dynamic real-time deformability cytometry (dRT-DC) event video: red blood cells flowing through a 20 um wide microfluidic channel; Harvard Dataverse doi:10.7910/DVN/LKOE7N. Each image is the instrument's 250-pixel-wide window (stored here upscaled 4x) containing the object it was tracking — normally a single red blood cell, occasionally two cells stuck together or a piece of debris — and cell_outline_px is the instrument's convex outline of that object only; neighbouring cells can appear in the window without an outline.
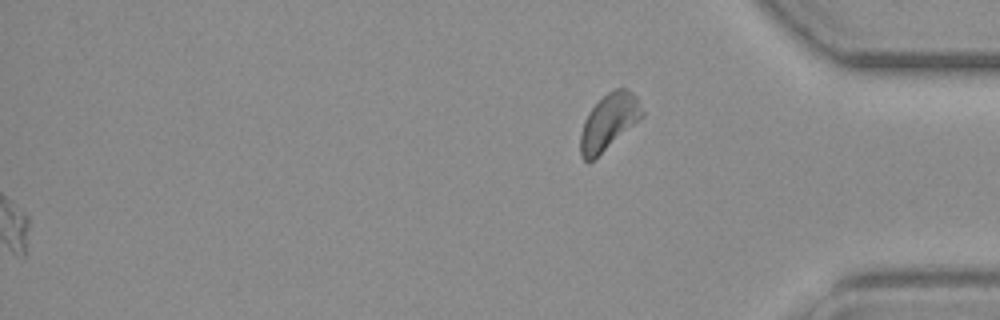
{"species": "common noctule bat (a hibernating species)", "species_latin": "Nyctalus noctula", "temperature_condition": "warm", "stored_images_in_passage": 54, "segment_of_instrument_passage": [2, 2], "camera_frame_rate_fps": 3000, "um_per_image_px": 0.085, "animal": {"sex": "female", "body_mass_g": 19.3, "forearm_length_mm": 54.1}, "frame": {"image": 1, "passage_image": 54, "time_ms": 17.667, "image_size_px": [1000, 320], "cell_outline_px": [[644, 116], [588, 164], [580, 156], [580, 132], [584, 120], [588, 112], [608, 92], [616, 88], [628, 88], [636, 96], [644, 112]], "centroid_in_image_um": [51.74, 10.36], "position_along_channel_um": 383.5, "area_um2": 20.0}}